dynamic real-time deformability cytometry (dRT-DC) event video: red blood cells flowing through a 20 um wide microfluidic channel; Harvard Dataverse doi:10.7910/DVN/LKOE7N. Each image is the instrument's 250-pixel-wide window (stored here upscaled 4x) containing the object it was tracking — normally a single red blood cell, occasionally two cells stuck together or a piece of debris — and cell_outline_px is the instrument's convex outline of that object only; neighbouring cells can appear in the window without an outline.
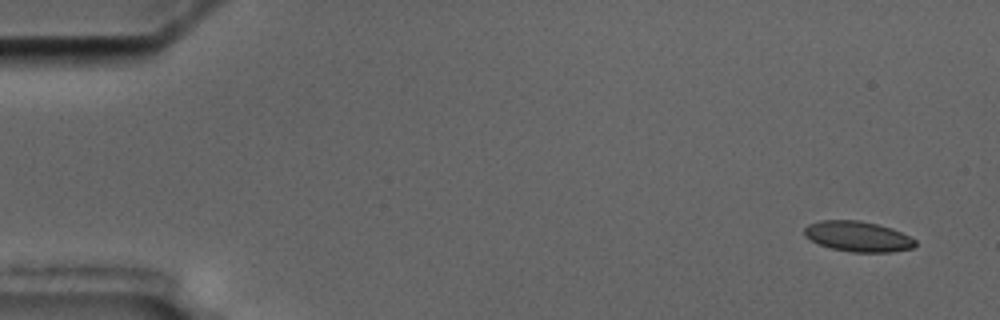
{"species": "common noctule bat (a hibernating species)", "species_latin": "Nyctalus noctula", "temperature_condition": "cold", "stored_images_in_passage": 5, "camera_frame_rate_fps": 3000, "um_per_image_px": 0.085, "animal": {"sex": "male", "body_mass_g": 17.5, "forearm_length_mm": 52.3}, "frame": {"image": 1, "passage_image": 1, "time_ms": 0.0, "image_size_px": [1000, 320], "cell_outline_px": [[916, 244], [912, 248], [892, 252], [852, 252], [832, 248], [820, 244], [804, 236], [804, 228], [808, 224], [820, 220], [860, 220], [892, 228], [916, 240]], "centroid_in_image_um": [72.91, 20.09], "position_along_channel_um": 12.1, "area_um2": 19.54}}
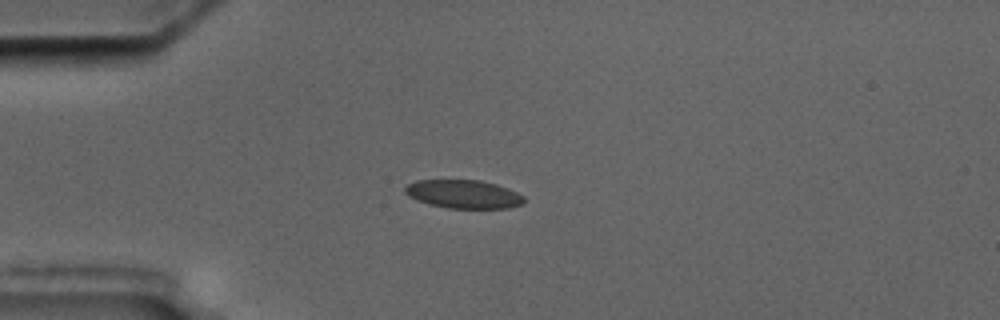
{"frame": {"image": 2, "passage_image": 4, "time_ms": 4.0, "image_size_px": [1000, 320], "cell_outline_px": [[524, 204], [508, 208], [448, 208], [416, 200], [408, 196], [404, 192], [404, 188], [408, 184], [416, 180], [480, 180], [496, 184], [508, 188], [524, 196]], "centroid_in_image_um": [39.41, 16.5], "position_along_channel_um": 45.6, "area_um2": 19.71}}